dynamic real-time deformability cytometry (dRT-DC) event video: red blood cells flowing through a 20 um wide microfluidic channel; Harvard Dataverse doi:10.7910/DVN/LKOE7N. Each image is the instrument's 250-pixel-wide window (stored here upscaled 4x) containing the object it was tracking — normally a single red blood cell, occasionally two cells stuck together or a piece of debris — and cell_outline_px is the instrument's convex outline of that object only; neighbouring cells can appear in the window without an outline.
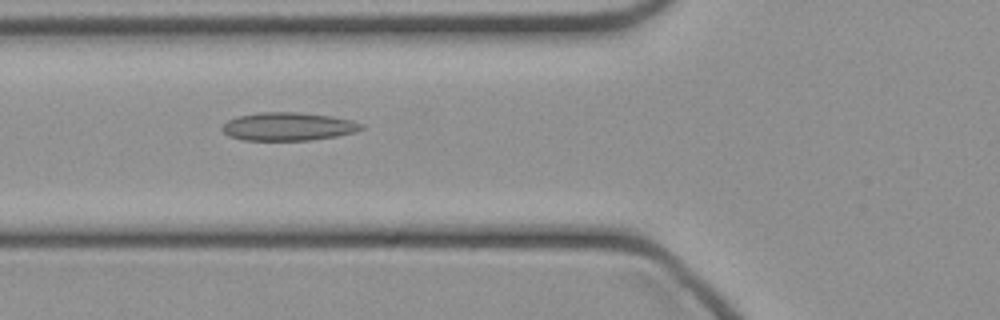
{"species": "common noctule bat (a hibernating species)", "species_latin": "Nyctalus noctula", "temperature_condition": "cold", "stored_images_in_passage": 42, "camera_frame_rate_fps": 3000, "um_per_image_px": 0.085, "animal": {"sex": "female", "body_mass_g": 21.9}, "frame": {"image": 1, "passage_image": 12, "time_ms": 3.667, "image_size_px": [1000, 320], "cell_outline_px": [[364, 128], [356, 132], [336, 136], [312, 140], [244, 140], [228, 136], [220, 128], [228, 120], [236, 116], [260, 112], [296, 112], [332, 116], [352, 120], [364, 124]], "centroid_in_image_um": [24.5, 10.75], "position_along_channel_um": 101.3, "area_um2": 23.0}}
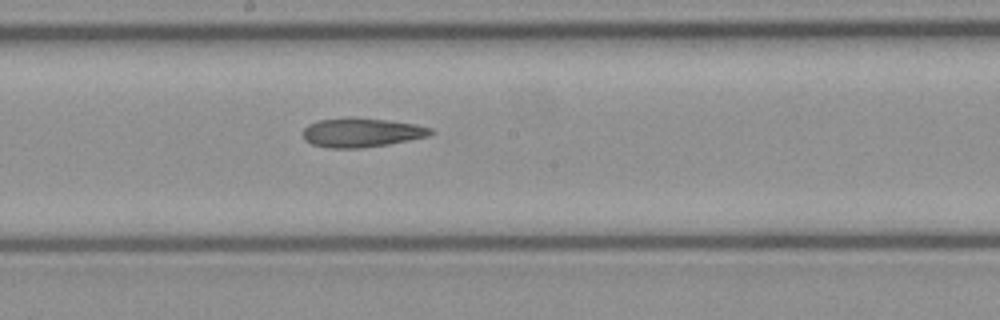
{"frame": {"image": 2, "passage_image": 20, "time_ms": 6.333, "image_size_px": [1000, 320], "cell_outline_px": [[436, 132], [428, 136], [388, 144], [360, 148], [328, 148], [312, 144], [304, 140], [304, 128], [308, 124], [316, 120], [352, 116], [388, 120], [416, 124], [432, 128]], "centroid_in_image_um": [30.72, 11.25], "position_along_channel_um": 217.5, "area_um2": 21.96}}
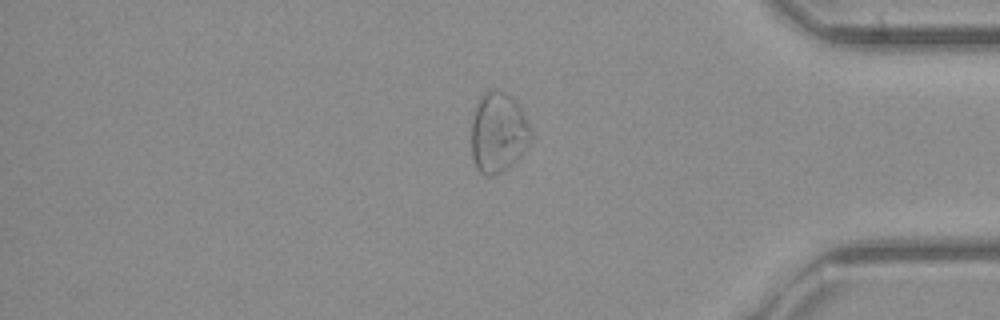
{"frame": {"image": 3, "passage_image": 34, "time_ms": 11.0, "image_size_px": [1000, 320], "cell_outline_px": [[532, 140], [516, 160], [508, 168], [492, 176], [484, 176], [476, 168], [472, 156], [472, 120], [476, 100], [484, 92], [492, 88], [496, 88], [508, 92], [524, 112], [532, 128]], "centroid_in_image_um": [42.36, 11.22], "position_along_channel_um": 392.8, "area_um2": 28.5}}